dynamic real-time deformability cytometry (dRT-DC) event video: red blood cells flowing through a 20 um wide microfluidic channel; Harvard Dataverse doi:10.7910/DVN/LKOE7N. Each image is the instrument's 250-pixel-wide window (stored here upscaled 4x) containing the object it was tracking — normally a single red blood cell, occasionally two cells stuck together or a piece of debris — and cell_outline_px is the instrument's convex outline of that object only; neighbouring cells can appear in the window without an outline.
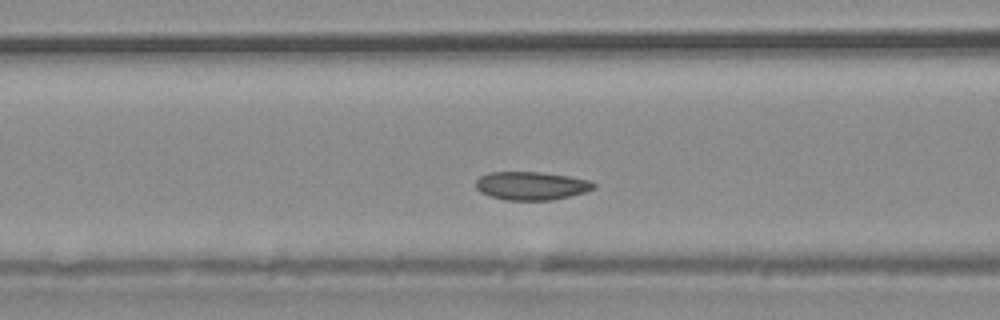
{"species": "common noctule bat (a hibernating species)", "species_latin": "Nyctalus noctula", "temperature_condition": "warm", "stored_images_in_passage": 22, "camera_frame_rate_fps": 3000, "um_per_image_px": 0.085, "animal": {"sex": "male", "body_mass_g": 20.4}, "frame": {"image": 1, "passage_image": 10, "time_ms": 3.0, "image_size_px": [1000, 320], "cell_outline_px": [[596, 188], [584, 192], [552, 200], [504, 200], [488, 196], [480, 192], [476, 188], [476, 180], [480, 176], [488, 172], [540, 172], [568, 176], [592, 180], [596, 184]], "centroid_in_image_um": [45.15, 15.79], "position_along_channel_um": 121.4, "area_um2": 19.59}}